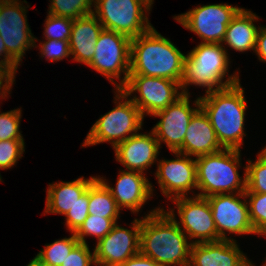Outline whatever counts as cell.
Returning <instances> with one entry per match:
<instances>
[{
	"instance_id": "39",
	"label": "cell",
	"mask_w": 266,
	"mask_h": 266,
	"mask_svg": "<svg viewBox=\"0 0 266 266\" xmlns=\"http://www.w3.org/2000/svg\"><path fill=\"white\" fill-rule=\"evenodd\" d=\"M118 266H160L158 263L153 261L150 257L142 255L140 252L126 262Z\"/></svg>"
},
{
	"instance_id": "9",
	"label": "cell",
	"mask_w": 266,
	"mask_h": 266,
	"mask_svg": "<svg viewBox=\"0 0 266 266\" xmlns=\"http://www.w3.org/2000/svg\"><path fill=\"white\" fill-rule=\"evenodd\" d=\"M178 89L180 84L176 81L148 77L144 75H129L125 85L120 89L128 97L131 93H139L130 99L140 110L142 116L154 113L167 108L183 95Z\"/></svg>"
},
{
	"instance_id": "33",
	"label": "cell",
	"mask_w": 266,
	"mask_h": 266,
	"mask_svg": "<svg viewBox=\"0 0 266 266\" xmlns=\"http://www.w3.org/2000/svg\"><path fill=\"white\" fill-rule=\"evenodd\" d=\"M89 215V187L87 191L78 199L77 203L65 215L67 230L75 233Z\"/></svg>"
},
{
	"instance_id": "2",
	"label": "cell",
	"mask_w": 266,
	"mask_h": 266,
	"mask_svg": "<svg viewBox=\"0 0 266 266\" xmlns=\"http://www.w3.org/2000/svg\"><path fill=\"white\" fill-rule=\"evenodd\" d=\"M186 55L152 27L131 39L130 74L181 83Z\"/></svg>"
},
{
	"instance_id": "22",
	"label": "cell",
	"mask_w": 266,
	"mask_h": 266,
	"mask_svg": "<svg viewBox=\"0 0 266 266\" xmlns=\"http://www.w3.org/2000/svg\"><path fill=\"white\" fill-rule=\"evenodd\" d=\"M96 178L97 176L89 179L80 177L70 182L49 184L44 213L66 215Z\"/></svg>"
},
{
	"instance_id": "18",
	"label": "cell",
	"mask_w": 266,
	"mask_h": 266,
	"mask_svg": "<svg viewBox=\"0 0 266 266\" xmlns=\"http://www.w3.org/2000/svg\"><path fill=\"white\" fill-rule=\"evenodd\" d=\"M159 142L151 131L148 134L136 133L114 147L116 161L126 170L143 173L159 155Z\"/></svg>"
},
{
	"instance_id": "26",
	"label": "cell",
	"mask_w": 266,
	"mask_h": 266,
	"mask_svg": "<svg viewBox=\"0 0 266 266\" xmlns=\"http://www.w3.org/2000/svg\"><path fill=\"white\" fill-rule=\"evenodd\" d=\"M252 163L248 160L244 167L246 172V191L253 193H266V147L257 155Z\"/></svg>"
},
{
	"instance_id": "20",
	"label": "cell",
	"mask_w": 266,
	"mask_h": 266,
	"mask_svg": "<svg viewBox=\"0 0 266 266\" xmlns=\"http://www.w3.org/2000/svg\"><path fill=\"white\" fill-rule=\"evenodd\" d=\"M223 147L217 140L216 133L207 115L200 108L191 118L183 141L178 151L188 156H201L215 153Z\"/></svg>"
},
{
	"instance_id": "15",
	"label": "cell",
	"mask_w": 266,
	"mask_h": 266,
	"mask_svg": "<svg viewBox=\"0 0 266 266\" xmlns=\"http://www.w3.org/2000/svg\"><path fill=\"white\" fill-rule=\"evenodd\" d=\"M142 219H135L132 229L118 226L112 230L97 244L93 250L95 265L118 266L138 254L140 251V228Z\"/></svg>"
},
{
	"instance_id": "7",
	"label": "cell",
	"mask_w": 266,
	"mask_h": 266,
	"mask_svg": "<svg viewBox=\"0 0 266 266\" xmlns=\"http://www.w3.org/2000/svg\"><path fill=\"white\" fill-rule=\"evenodd\" d=\"M151 6L146 0H94L93 14L105 30L133 39L153 27L146 15Z\"/></svg>"
},
{
	"instance_id": "36",
	"label": "cell",
	"mask_w": 266,
	"mask_h": 266,
	"mask_svg": "<svg viewBox=\"0 0 266 266\" xmlns=\"http://www.w3.org/2000/svg\"><path fill=\"white\" fill-rule=\"evenodd\" d=\"M2 56L4 58L0 60V68L9 71L15 76L19 63L7 52L3 39L0 36V58Z\"/></svg>"
},
{
	"instance_id": "29",
	"label": "cell",
	"mask_w": 266,
	"mask_h": 266,
	"mask_svg": "<svg viewBox=\"0 0 266 266\" xmlns=\"http://www.w3.org/2000/svg\"><path fill=\"white\" fill-rule=\"evenodd\" d=\"M248 198L249 218L257 235L266 237V193L244 192Z\"/></svg>"
},
{
	"instance_id": "35",
	"label": "cell",
	"mask_w": 266,
	"mask_h": 266,
	"mask_svg": "<svg viewBox=\"0 0 266 266\" xmlns=\"http://www.w3.org/2000/svg\"><path fill=\"white\" fill-rule=\"evenodd\" d=\"M92 264H95L94 253L90 252L87 243H79L61 266H90Z\"/></svg>"
},
{
	"instance_id": "1",
	"label": "cell",
	"mask_w": 266,
	"mask_h": 266,
	"mask_svg": "<svg viewBox=\"0 0 266 266\" xmlns=\"http://www.w3.org/2000/svg\"><path fill=\"white\" fill-rule=\"evenodd\" d=\"M176 223L174 209L155 208L142 218L140 253L160 266H189L192 241Z\"/></svg>"
},
{
	"instance_id": "38",
	"label": "cell",
	"mask_w": 266,
	"mask_h": 266,
	"mask_svg": "<svg viewBox=\"0 0 266 266\" xmlns=\"http://www.w3.org/2000/svg\"><path fill=\"white\" fill-rule=\"evenodd\" d=\"M257 33V41L255 53L258 55L260 61H266V26H259Z\"/></svg>"
},
{
	"instance_id": "19",
	"label": "cell",
	"mask_w": 266,
	"mask_h": 266,
	"mask_svg": "<svg viewBox=\"0 0 266 266\" xmlns=\"http://www.w3.org/2000/svg\"><path fill=\"white\" fill-rule=\"evenodd\" d=\"M102 178L99 179L108 187L120 209L139 212L146 201L153 196V186L144 173L120 170L115 188L110 187L106 179Z\"/></svg>"
},
{
	"instance_id": "10",
	"label": "cell",
	"mask_w": 266,
	"mask_h": 266,
	"mask_svg": "<svg viewBox=\"0 0 266 266\" xmlns=\"http://www.w3.org/2000/svg\"><path fill=\"white\" fill-rule=\"evenodd\" d=\"M241 9L228 4H209L195 7L174 19L198 35L201 43L222 44L227 26Z\"/></svg>"
},
{
	"instance_id": "6",
	"label": "cell",
	"mask_w": 266,
	"mask_h": 266,
	"mask_svg": "<svg viewBox=\"0 0 266 266\" xmlns=\"http://www.w3.org/2000/svg\"><path fill=\"white\" fill-rule=\"evenodd\" d=\"M115 94L116 107L92 125L81 147L109 142L114 148L142 129L144 117L139 108L120 89Z\"/></svg>"
},
{
	"instance_id": "37",
	"label": "cell",
	"mask_w": 266,
	"mask_h": 266,
	"mask_svg": "<svg viewBox=\"0 0 266 266\" xmlns=\"http://www.w3.org/2000/svg\"><path fill=\"white\" fill-rule=\"evenodd\" d=\"M14 78L15 76L9 71L0 68V97L6 98L10 94L11 87L15 81Z\"/></svg>"
},
{
	"instance_id": "21",
	"label": "cell",
	"mask_w": 266,
	"mask_h": 266,
	"mask_svg": "<svg viewBox=\"0 0 266 266\" xmlns=\"http://www.w3.org/2000/svg\"><path fill=\"white\" fill-rule=\"evenodd\" d=\"M103 29L93 13L73 20L69 49L74 61L85 65L92 61L97 39Z\"/></svg>"
},
{
	"instance_id": "34",
	"label": "cell",
	"mask_w": 266,
	"mask_h": 266,
	"mask_svg": "<svg viewBox=\"0 0 266 266\" xmlns=\"http://www.w3.org/2000/svg\"><path fill=\"white\" fill-rule=\"evenodd\" d=\"M45 40L46 41L43 43L41 42L39 44L40 46H38L40 47L42 57H47V60L54 62L70 56L69 41L53 39Z\"/></svg>"
},
{
	"instance_id": "24",
	"label": "cell",
	"mask_w": 266,
	"mask_h": 266,
	"mask_svg": "<svg viewBox=\"0 0 266 266\" xmlns=\"http://www.w3.org/2000/svg\"><path fill=\"white\" fill-rule=\"evenodd\" d=\"M120 210L108 187L97 177L89 185V214L118 218Z\"/></svg>"
},
{
	"instance_id": "4",
	"label": "cell",
	"mask_w": 266,
	"mask_h": 266,
	"mask_svg": "<svg viewBox=\"0 0 266 266\" xmlns=\"http://www.w3.org/2000/svg\"><path fill=\"white\" fill-rule=\"evenodd\" d=\"M228 52L222 44L200 43L185 58L181 92L190 95L187 86L207 88L206 94L221 90L240 81L238 72L229 76ZM228 78L223 82L225 76ZM214 87V88H213Z\"/></svg>"
},
{
	"instance_id": "32",
	"label": "cell",
	"mask_w": 266,
	"mask_h": 266,
	"mask_svg": "<svg viewBox=\"0 0 266 266\" xmlns=\"http://www.w3.org/2000/svg\"><path fill=\"white\" fill-rule=\"evenodd\" d=\"M24 140H6L0 141V169H10L16 165L17 161L25 152ZM0 179L1 175H0Z\"/></svg>"
},
{
	"instance_id": "13",
	"label": "cell",
	"mask_w": 266,
	"mask_h": 266,
	"mask_svg": "<svg viewBox=\"0 0 266 266\" xmlns=\"http://www.w3.org/2000/svg\"><path fill=\"white\" fill-rule=\"evenodd\" d=\"M172 201L177 206L180 217V222L176 220V223L189 239H196L192 243L221 240L207 198L194 195L175 198Z\"/></svg>"
},
{
	"instance_id": "14",
	"label": "cell",
	"mask_w": 266,
	"mask_h": 266,
	"mask_svg": "<svg viewBox=\"0 0 266 266\" xmlns=\"http://www.w3.org/2000/svg\"><path fill=\"white\" fill-rule=\"evenodd\" d=\"M189 101V95L183 94L167 108L153 114L160 117V121L152 131L159 145L164 142L171 152L181 149L191 118L200 109L199 97L194 101L196 108L190 107Z\"/></svg>"
},
{
	"instance_id": "12",
	"label": "cell",
	"mask_w": 266,
	"mask_h": 266,
	"mask_svg": "<svg viewBox=\"0 0 266 266\" xmlns=\"http://www.w3.org/2000/svg\"><path fill=\"white\" fill-rule=\"evenodd\" d=\"M239 198H244L240 200ZM220 239H231L227 233L255 234L249 218L245 193L217 194L207 197ZM227 231V233H225Z\"/></svg>"
},
{
	"instance_id": "28",
	"label": "cell",
	"mask_w": 266,
	"mask_h": 266,
	"mask_svg": "<svg viewBox=\"0 0 266 266\" xmlns=\"http://www.w3.org/2000/svg\"><path fill=\"white\" fill-rule=\"evenodd\" d=\"M118 218H103L89 214L81 227L74 233L80 243H85V236H95L97 240L104 238L117 223Z\"/></svg>"
},
{
	"instance_id": "40",
	"label": "cell",
	"mask_w": 266,
	"mask_h": 266,
	"mask_svg": "<svg viewBox=\"0 0 266 266\" xmlns=\"http://www.w3.org/2000/svg\"><path fill=\"white\" fill-rule=\"evenodd\" d=\"M27 266H49L39 256H35Z\"/></svg>"
},
{
	"instance_id": "3",
	"label": "cell",
	"mask_w": 266,
	"mask_h": 266,
	"mask_svg": "<svg viewBox=\"0 0 266 266\" xmlns=\"http://www.w3.org/2000/svg\"><path fill=\"white\" fill-rule=\"evenodd\" d=\"M240 81L199 97L200 108L207 115L223 148L238 149L243 143L246 100Z\"/></svg>"
},
{
	"instance_id": "17",
	"label": "cell",
	"mask_w": 266,
	"mask_h": 266,
	"mask_svg": "<svg viewBox=\"0 0 266 266\" xmlns=\"http://www.w3.org/2000/svg\"><path fill=\"white\" fill-rule=\"evenodd\" d=\"M189 266H254L236 240L192 243Z\"/></svg>"
},
{
	"instance_id": "31",
	"label": "cell",
	"mask_w": 266,
	"mask_h": 266,
	"mask_svg": "<svg viewBox=\"0 0 266 266\" xmlns=\"http://www.w3.org/2000/svg\"><path fill=\"white\" fill-rule=\"evenodd\" d=\"M21 111L18 108L0 113V141L24 140L19 131Z\"/></svg>"
},
{
	"instance_id": "27",
	"label": "cell",
	"mask_w": 266,
	"mask_h": 266,
	"mask_svg": "<svg viewBox=\"0 0 266 266\" xmlns=\"http://www.w3.org/2000/svg\"><path fill=\"white\" fill-rule=\"evenodd\" d=\"M48 14L70 19H78L93 13L94 0H51Z\"/></svg>"
},
{
	"instance_id": "25",
	"label": "cell",
	"mask_w": 266,
	"mask_h": 266,
	"mask_svg": "<svg viewBox=\"0 0 266 266\" xmlns=\"http://www.w3.org/2000/svg\"><path fill=\"white\" fill-rule=\"evenodd\" d=\"M80 243L74 233L71 237L56 240L51 244H46L37 256H39L49 266H61L72 252V250Z\"/></svg>"
},
{
	"instance_id": "11",
	"label": "cell",
	"mask_w": 266,
	"mask_h": 266,
	"mask_svg": "<svg viewBox=\"0 0 266 266\" xmlns=\"http://www.w3.org/2000/svg\"><path fill=\"white\" fill-rule=\"evenodd\" d=\"M26 8L20 0H0V36L7 52L19 64L28 49L37 48L27 23Z\"/></svg>"
},
{
	"instance_id": "41",
	"label": "cell",
	"mask_w": 266,
	"mask_h": 266,
	"mask_svg": "<svg viewBox=\"0 0 266 266\" xmlns=\"http://www.w3.org/2000/svg\"><path fill=\"white\" fill-rule=\"evenodd\" d=\"M146 1H147L150 5H152L154 0H146Z\"/></svg>"
},
{
	"instance_id": "30",
	"label": "cell",
	"mask_w": 266,
	"mask_h": 266,
	"mask_svg": "<svg viewBox=\"0 0 266 266\" xmlns=\"http://www.w3.org/2000/svg\"><path fill=\"white\" fill-rule=\"evenodd\" d=\"M73 19L48 14L45 20V39L69 41Z\"/></svg>"
},
{
	"instance_id": "5",
	"label": "cell",
	"mask_w": 266,
	"mask_h": 266,
	"mask_svg": "<svg viewBox=\"0 0 266 266\" xmlns=\"http://www.w3.org/2000/svg\"><path fill=\"white\" fill-rule=\"evenodd\" d=\"M240 151L223 148L215 153L201 155L195 158L197 172L196 194L209 197L217 194L242 193L246 191V172L243 179L238 173L240 166Z\"/></svg>"
},
{
	"instance_id": "8",
	"label": "cell",
	"mask_w": 266,
	"mask_h": 266,
	"mask_svg": "<svg viewBox=\"0 0 266 266\" xmlns=\"http://www.w3.org/2000/svg\"><path fill=\"white\" fill-rule=\"evenodd\" d=\"M95 48L93 59L87 66L106 77L116 89H121L130 74L131 39L103 29ZM121 74L124 75L122 79ZM115 78L120 80L118 84L114 81Z\"/></svg>"
},
{
	"instance_id": "16",
	"label": "cell",
	"mask_w": 266,
	"mask_h": 266,
	"mask_svg": "<svg viewBox=\"0 0 266 266\" xmlns=\"http://www.w3.org/2000/svg\"><path fill=\"white\" fill-rule=\"evenodd\" d=\"M172 153L176 159L157 161L155 173L162 194L170 200L187 197L190 190L197 189L196 160L178 151Z\"/></svg>"
},
{
	"instance_id": "23",
	"label": "cell",
	"mask_w": 266,
	"mask_h": 266,
	"mask_svg": "<svg viewBox=\"0 0 266 266\" xmlns=\"http://www.w3.org/2000/svg\"><path fill=\"white\" fill-rule=\"evenodd\" d=\"M258 19L256 14L242 8L227 26L222 44L225 43L239 52L255 51L259 27H256L253 22Z\"/></svg>"
}]
</instances>
